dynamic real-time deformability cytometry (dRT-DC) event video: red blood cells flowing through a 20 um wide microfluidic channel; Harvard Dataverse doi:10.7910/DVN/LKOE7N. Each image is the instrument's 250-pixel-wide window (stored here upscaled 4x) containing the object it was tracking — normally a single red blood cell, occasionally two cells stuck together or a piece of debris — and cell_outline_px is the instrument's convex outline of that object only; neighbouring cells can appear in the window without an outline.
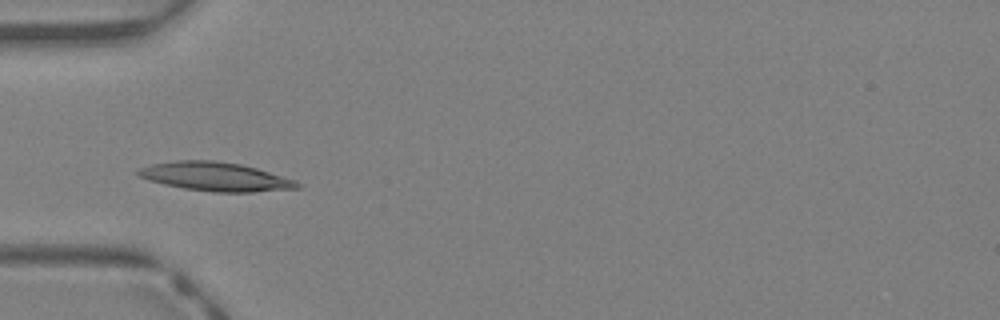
{"species": "Egyptian fruit bat (a non-hibernating species)", "species_latin": "Rousettus aegyptiacus", "temperature_condition": "warm", "stored_images_in_passage": 38, "camera_frame_rate_fps": 3000, "um_per_image_px": 0.085, "animal": {"sex": "female"}, "frame": {"image": 1, "passage_image": 9, "time_ms": 2.667, "image_size_px": [1000, 320], "cell_outline_px": [[300, 188], [252, 192], [212, 192], [184, 188], [164, 184], [148, 180], [136, 176], [136, 172], [140, 168], [152, 164], [176, 160], [212, 160], [240, 164], [256, 168], [296, 180], [300, 184]], "centroid_in_image_um": [18.29, 15.01], "position_along_channel_um": 66.7, "area_um2": 26.65}}
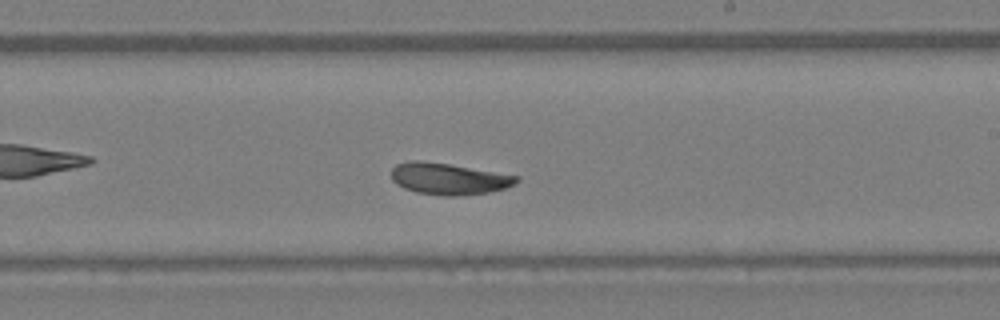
{"frame": {"image": 2, "passage_image": 21, "time_ms": 6.667, "image_size_px": [1000, 320], "cell_outline_px": [[520, 180], [516, 184], [504, 188], [488, 192], [456, 196], [444, 196], [416, 192], [404, 188], [396, 184], [392, 180], [392, 168], [396, 164], [412, 160], [420, 160], [448, 164], [520, 176]], "centroid_in_image_um": [38.13, 15.2], "position_along_channel_um": 250.9, "area_um2": 22.95}}
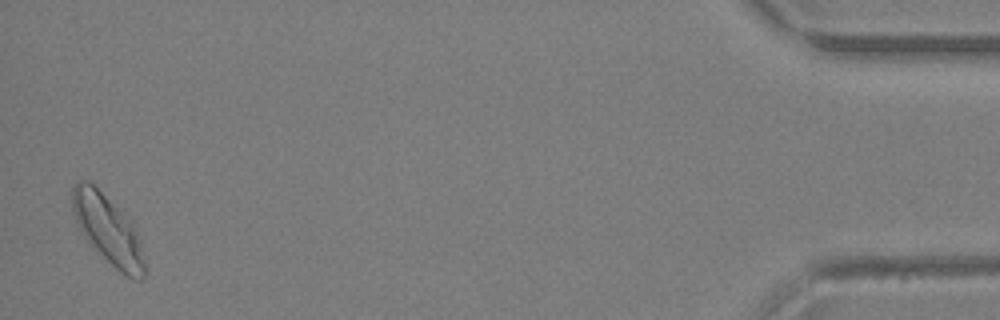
{"frame": {"image": 3, "passage_image": 38, "time_ms": 12.333, "image_size_px": [1000, 320], "cell_outline_px": [[148, 272], [140, 280], [132, 280], [124, 276], [80, 232], [72, 212], [72, 188], [76, 180], [88, 180], [128, 216], [132, 220], [140, 240], [148, 268]], "centroid_in_image_um": [9.23, 19.54], "position_along_channel_um": 426.0, "area_um2": 29.36}, "authors_computed_cell_mechanics": {"area_um2": 23.698, "velocity_mm_per_s": 4.6318, "shape_relaxation_time_tau1_ms": 5.4459, "shape_relaxation_time_tau2_ms": 1.7209, "deformation_change_tau1": 0.1527, "deformation_change_tau2": 0.0654}}